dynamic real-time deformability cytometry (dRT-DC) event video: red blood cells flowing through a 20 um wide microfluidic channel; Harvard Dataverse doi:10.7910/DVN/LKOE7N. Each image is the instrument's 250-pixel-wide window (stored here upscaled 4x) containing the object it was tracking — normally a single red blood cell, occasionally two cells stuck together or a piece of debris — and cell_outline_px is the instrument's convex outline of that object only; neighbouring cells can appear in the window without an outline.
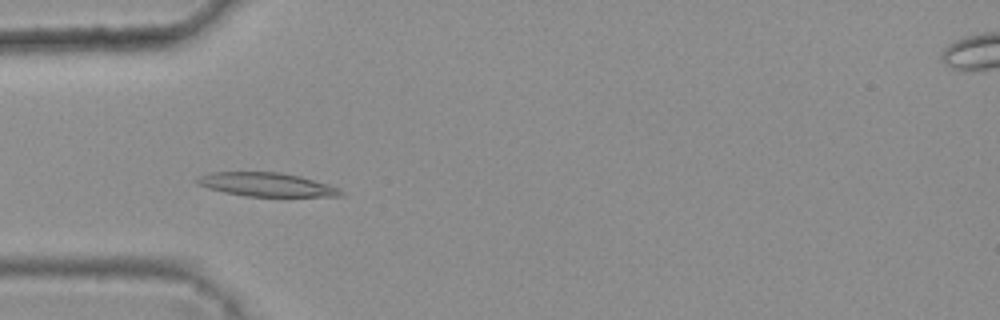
{"species": "common noctule bat (a hibernating species)", "species_latin": "Nyctalus noctula", "temperature_condition": "warm", "stored_images_in_passage": 35, "camera_frame_rate_fps": 3000, "um_per_image_px": 0.085, "animal": {"sex": "female", "body_mass_g": 25.1}, "frame": {"image": 1, "passage_image": 7, "time_ms": 2.0, "image_size_px": [1000, 320], "cell_outline_px": [[344, 196], [244, 196], [224, 192], [208, 188], [196, 184], [196, 176], [208, 172], [280, 172], [300, 176], [328, 184], [340, 188], [344, 192]], "centroid_in_image_um": [22.63, 15.68], "position_along_channel_um": 62.4, "area_um2": 20.0}}
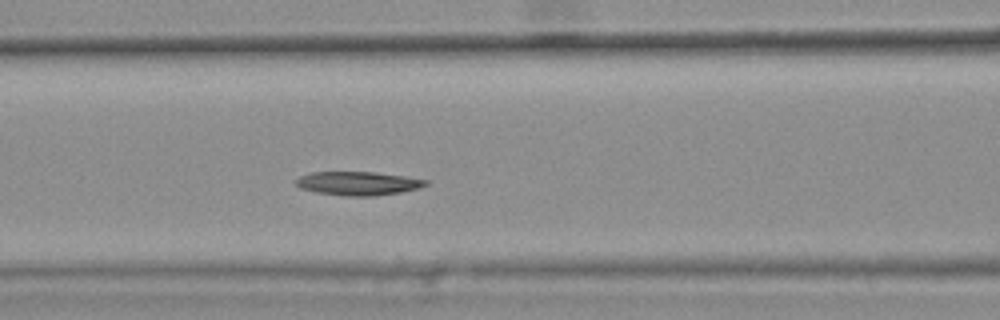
{"frame": {"image": 2, "passage_image": 13, "time_ms": 4.0, "image_size_px": [1000, 320], "cell_outline_px": [[428, 184], [420, 188], [400, 192], [376, 196], [344, 196], [316, 192], [300, 188], [296, 184], [296, 180], [300, 176], [312, 172], [372, 172], [404, 176], [428, 180]], "centroid_in_image_um": [30.44, 15.59], "position_along_channel_um": 136.2, "area_um2": 17.86}}
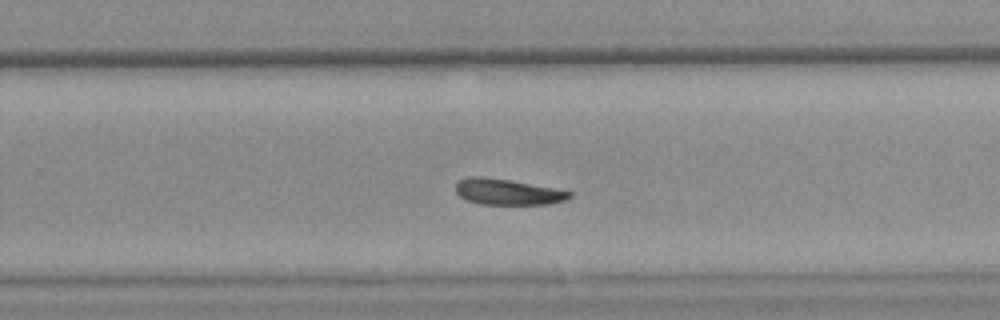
{"frame": {"image": 3, "passage_image": 25, "time_ms": 8.0, "image_size_px": [1000, 320], "cell_outline_px": [[572, 196], [564, 200], [552, 204], [480, 204], [464, 200], [456, 192], [456, 184], [460, 180], [468, 176], [480, 176], [508, 180], [556, 188], [572, 192]], "centroid_in_image_um": [43.14, 16.31], "position_along_channel_um": 286.7, "area_um2": 17.17}}